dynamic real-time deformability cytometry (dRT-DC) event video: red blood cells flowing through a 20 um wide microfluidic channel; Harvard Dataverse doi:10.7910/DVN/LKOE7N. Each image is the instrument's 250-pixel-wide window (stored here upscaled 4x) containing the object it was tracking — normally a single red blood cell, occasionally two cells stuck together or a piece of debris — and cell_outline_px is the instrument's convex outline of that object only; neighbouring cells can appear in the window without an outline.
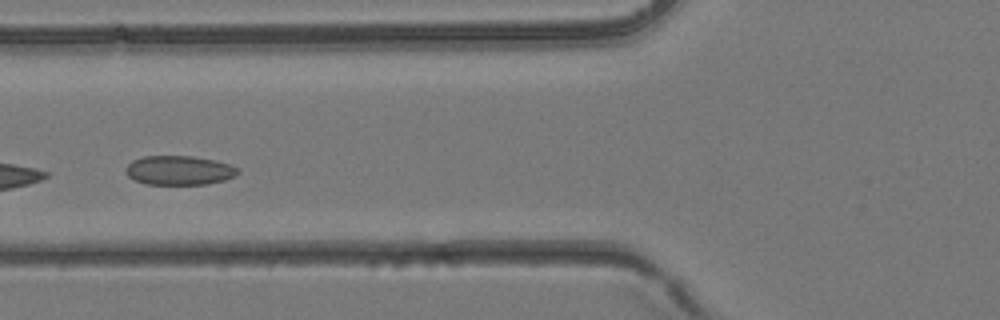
{"species": "common noctule bat (a hibernating species)", "species_latin": "Nyctalus noctula", "temperature_condition": "room temperature", "stored_images_in_passage": 3, "camera_frame_rate_fps": 3000, "um_per_image_px": 0.085, "animal": {"sex": "female", "body_mass_g": 24.6, "forearm_length_mm": 56.2}, "frame": {"image": 1, "passage_image": 3, "time_ms": 0.667, "image_size_px": [1000, 320], "cell_outline_px": [[240, 172], [236, 176], [224, 180], [208, 184], [144, 184], [128, 176], [128, 164], [132, 160], [144, 156], [192, 156], [232, 164], [240, 168]], "centroid_in_image_um": [15.3, 14.48], "position_along_channel_um": 110.5, "area_um2": 19.07}}